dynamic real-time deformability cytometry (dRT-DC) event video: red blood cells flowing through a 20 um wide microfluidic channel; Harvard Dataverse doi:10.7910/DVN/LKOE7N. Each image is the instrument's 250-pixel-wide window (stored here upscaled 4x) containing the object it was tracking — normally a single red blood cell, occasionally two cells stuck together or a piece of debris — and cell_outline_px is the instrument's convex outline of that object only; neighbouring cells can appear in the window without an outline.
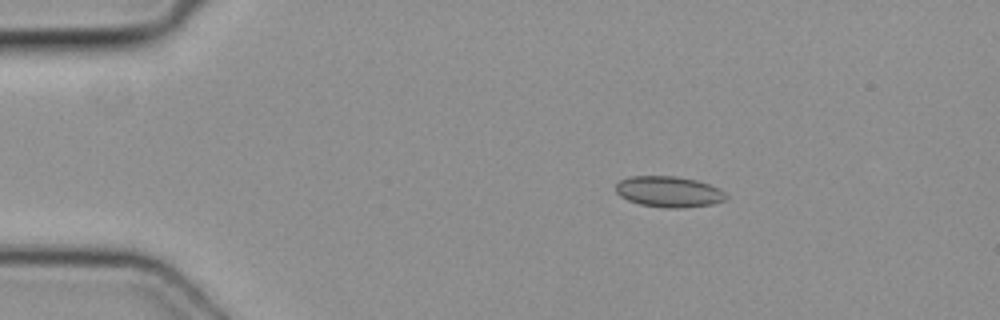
{"species": "common noctule bat (a hibernating species)", "species_latin": "Nyctalus noctula", "temperature_condition": "cold", "stored_images_in_passage": 4, "camera_frame_rate_fps": 3000, "um_per_image_px": 0.085, "animal": {"sex": "female", "body_mass_g": 19.3, "forearm_length_mm": 54.1}, "frame": {"image": 1, "passage_image": 2, "time_ms": 0.333, "image_size_px": [1000, 320], "cell_outline_px": [[728, 200], [712, 204], [684, 208], [664, 208], [640, 204], [628, 200], [620, 196], [616, 192], [616, 184], [620, 180], [628, 176], [676, 176], [696, 180], [720, 188], [728, 196]], "centroid_in_image_um": [56.87, 16.3], "position_along_channel_um": 28.1, "area_um2": 20.06}}